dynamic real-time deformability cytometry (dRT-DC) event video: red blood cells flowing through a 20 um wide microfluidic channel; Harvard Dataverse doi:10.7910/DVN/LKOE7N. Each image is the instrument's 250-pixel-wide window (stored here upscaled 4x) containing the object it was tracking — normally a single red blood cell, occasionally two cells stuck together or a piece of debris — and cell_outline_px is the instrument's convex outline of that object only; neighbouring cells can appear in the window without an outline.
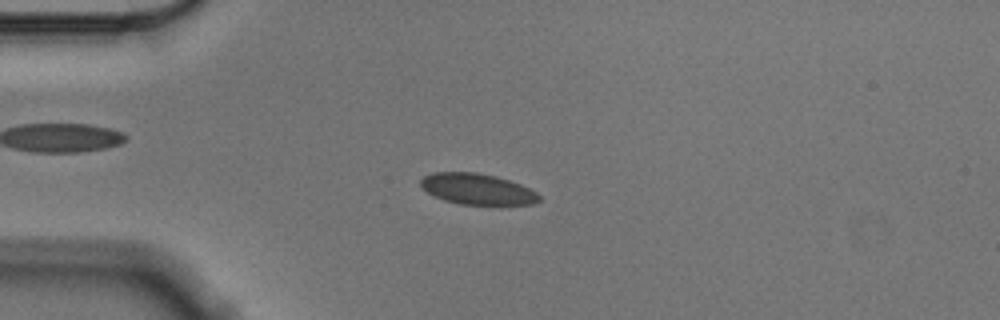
{"species": "Egyptian fruit bat (a non-hibernating species)", "species_latin": "Rousettus aegyptiacus", "temperature_condition": "cold", "stored_images_in_passage": 56, "camera_frame_rate_fps": 3000, "um_per_image_px": 0.085, "animal": {"sex": "male"}, "frame": {"image": 1, "passage_image": 14, "time_ms": 4.333, "image_size_px": [1000, 320], "cell_outline_px": [[540, 200], [532, 204], [500, 208], [460, 204], [444, 200], [428, 192], [420, 184], [420, 180], [424, 176], [432, 172], [476, 172], [496, 176], [520, 184], [536, 192], [540, 196]], "centroid_in_image_um": [40.64, 16.12], "position_along_channel_um": 44.4, "area_um2": 22.14}}
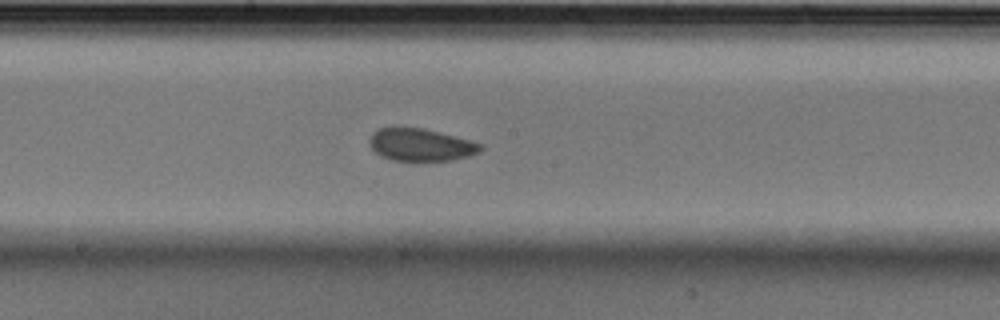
{"frame": {"image": 2, "passage_image": 30, "time_ms": 9.667, "image_size_px": [1000, 320], "cell_outline_px": [[484, 148], [480, 152], [468, 156], [452, 160], [412, 164], [392, 160], [380, 156], [372, 148], [368, 140], [372, 132], [380, 128], [424, 128], [484, 144]], "centroid_in_image_um": [35.77, 12.36], "position_along_channel_um": 212.4, "area_um2": 21.73}}
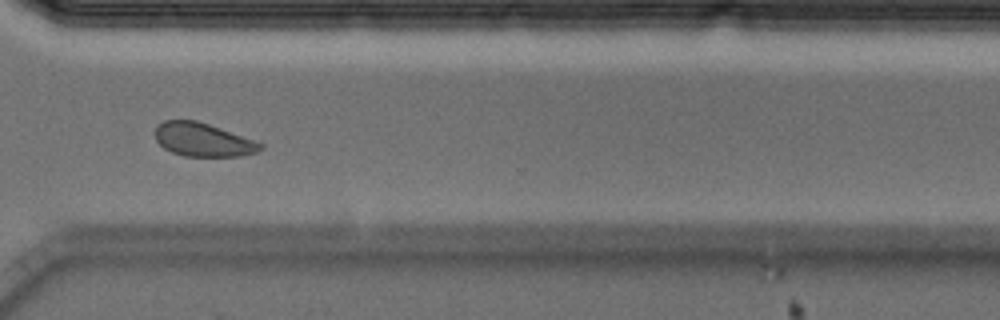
{"frame": {"image": 3, "passage_image": 42, "time_ms": 13.667, "image_size_px": [1000, 320], "cell_outline_px": [[264, 148], [256, 152], [240, 156], [184, 156], [172, 152], [164, 148], [156, 140], [156, 124], [164, 120], [196, 120], [208, 124], [264, 144]], "centroid_in_image_um": [17.23, 11.88], "position_along_channel_um": 353.4, "area_um2": 20.35}, "authors_computed_cell_mechanics": {"area_um2": 21.5883, "velocity_mm_per_s": 3.5229, "shape_relaxation_time_tau1_ms": 3.348, "shape_relaxation_time_tau2_ms": 3.1882, "deformation_change_tau1": 0.0766, "deformation_change_tau2": 0.0513}}